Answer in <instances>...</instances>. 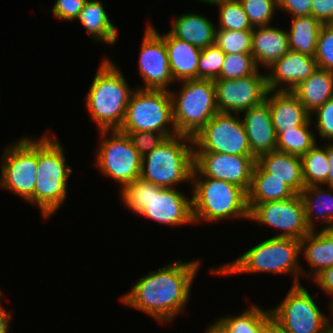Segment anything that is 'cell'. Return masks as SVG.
<instances>
[{
	"label": "cell",
	"mask_w": 333,
	"mask_h": 333,
	"mask_svg": "<svg viewBox=\"0 0 333 333\" xmlns=\"http://www.w3.org/2000/svg\"><path fill=\"white\" fill-rule=\"evenodd\" d=\"M200 262L197 259L185 263L176 259L174 263H167L139 278L120 300L152 316L160 324L171 322L186 308Z\"/></svg>",
	"instance_id": "obj_1"
},
{
	"label": "cell",
	"mask_w": 333,
	"mask_h": 333,
	"mask_svg": "<svg viewBox=\"0 0 333 333\" xmlns=\"http://www.w3.org/2000/svg\"><path fill=\"white\" fill-rule=\"evenodd\" d=\"M134 90L112 60L102 59L85 101L98 131L120 130Z\"/></svg>",
	"instance_id": "obj_2"
},
{
	"label": "cell",
	"mask_w": 333,
	"mask_h": 333,
	"mask_svg": "<svg viewBox=\"0 0 333 333\" xmlns=\"http://www.w3.org/2000/svg\"><path fill=\"white\" fill-rule=\"evenodd\" d=\"M300 240L271 237L249 248L236 260L225 263L220 268H212V274L231 275L243 273L290 274L294 276L292 285L302 284L300 262Z\"/></svg>",
	"instance_id": "obj_3"
},
{
	"label": "cell",
	"mask_w": 333,
	"mask_h": 333,
	"mask_svg": "<svg viewBox=\"0 0 333 333\" xmlns=\"http://www.w3.org/2000/svg\"><path fill=\"white\" fill-rule=\"evenodd\" d=\"M56 136L38 138L37 179L33 205H37L43 219L47 220L66 201L67 183L73 169L65 161L64 148Z\"/></svg>",
	"instance_id": "obj_4"
},
{
	"label": "cell",
	"mask_w": 333,
	"mask_h": 333,
	"mask_svg": "<svg viewBox=\"0 0 333 333\" xmlns=\"http://www.w3.org/2000/svg\"><path fill=\"white\" fill-rule=\"evenodd\" d=\"M194 224L229 219L249 220L248 193L241 187L210 177H192Z\"/></svg>",
	"instance_id": "obj_5"
},
{
	"label": "cell",
	"mask_w": 333,
	"mask_h": 333,
	"mask_svg": "<svg viewBox=\"0 0 333 333\" xmlns=\"http://www.w3.org/2000/svg\"><path fill=\"white\" fill-rule=\"evenodd\" d=\"M193 169V137L178 134L142 157L140 177L162 188H178L192 181Z\"/></svg>",
	"instance_id": "obj_6"
},
{
	"label": "cell",
	"mask_w": 333,
	"mask_h": 333,
	"mask_svg": "<svg viewBox=\"0 0 333 333\" xmlns=\"http://www.w3.org/2000/svg\"><path fill=\"white\" fill-rule=\"evenodd\" d=\"M180 83V91L169 90L174 124L177 134L194 137L219 112L214 80L191 79Z\"/></svg>",
	"instance_id": "obj_7"
},
{
	"label": "cell",
	"mask_w": 333,
	"mask_h": 333,
	"mask_svg": "<svg viewBox=\"0 0 333 333\" xmlns=\"http://www.w3.org/2000/svg\"><path fill=\"white\" fill-rule=\"evenodd\" d=\"M120 131L157 132L167 137L178 135L170 91L136 88L130 96Z\"/></svg>",
	"instance_id": "obj_8"
},
{
	"label": "cell",
	"mask_w": 333,
	"mask_h": 333,
	"mask_svg": "<svg viewBox=\"0 0 333 333\" xmlns=\"http://www.w3.org/2000/svg\"><path fill=\"white\" fill-rule=\"evenodd\" d=\"M17 141L4 148L0 161V188L9 190L25 202L33 204L38 167V138L26 136Z\"/></svg>",
	"instance_id": "obj_9"
},
{
	"label": "cell",
	"mask_w": 333,
	"mask_h": 333,
	"mask_svg": "<svg viewBox=\"0 0 333 333\" xmlns=\"http://www.w3.org/2000/svg\"><path fill=\"white\" fill-rule=\"evenodd\" d=\"M95 166L103 176L126 186L141 175L142 157L129 136L120 130H100ZM111 135V136H110Z\"/></svg>",
	"instance_id": "obj_10"
},
{
	"label": "cell",
	"mask_w": 333,
	"mask_h": 333,
	"mask_svg": "<svg viewBox=\"0 0 333 333\" xmlns=\"http://www.w3.org/2000/svg\"><path fill=\"white\" fill-rule=\"evenodd\" d=\"M315 295L301 284L291 285L286 296L276 307L270 308L271 319L288 333H322L331 318L322 313Z\"/></svg>",
	"instance_id": "obj_11"
},
{
	"label": "cell",
	"mask_w": 333,
	"mask_h": 333,
	"mask_svg": "<svg viewBox=\"0 0 333 333\" xmlns=\"http://www.w3.org/2000/svg\"><path fill=\"white\" fill-rule=\"evenodd\" d=\"M240 115L218 112L194 137V152L253 155Z\"/></svg>",
	"instance_id": "obj_12"
},
{
	"label": "cell",
	"mask_w": 333,
	"mask_h": 333,
	"mask_svg": "<svg viewBox=\"0 0 333 333\" xmlns=\"http://www.w3.org/2000/svg\"><path fill=\"white\" fill-rule=\"evenodd\" d=\"M249 220L280 230L281 233L274 237L301 240L311 232L306 223L305 207L300 194L289 199L256 204L250 210Z\"/></svg>",
	"instance_id": "obj_13"
},
{
	"label": "cell",
	"mask_w": 333,
	"mask_h": 333,
	"mask_svg": "<svg viewBox=\"0 0 333 333\" xmlns=\"http://www.w3.org/2000/svg\"><path fill=\"white\" fill-rule=\"evenodd\" d=\"M255 164L254 155L194 152L192 177L220 179L235 184L248 193Z\"/></svg>",
	"instance_id": "obj_14"
},
{
	"label": "cell",
	"mask_w": 333,
	"mask_h": 333,
	"mask_svg": "<svg viewBox=\"0 0 333 333\" xmlns=\"http://www.w3.org/2000/svg\"><path fill=\"white\" fill-rule=\"evenodd\" d=\"M237 79H215L216 105L219 112L241 114L261 104L267 95L266 74L259 72Z\"/></svg>",
	"instance_id": "obj_15"
},
{
	"label": "cell",
	"mask_w": 333,
	"mask_h": 333,
	"mask_svg": "<svg viewBox=\"0 0 333 333\" xmlns=\"http://www.w3.org/2000/svg\"><path fill=\"white\" fill-rule=\"evenodd\" d=\"M142 38L138 71L145 85L137 88L169 91L174 79L170 72L164 33L159 34L154 25L148 23Z\"/></svg>",
	"instance_id": "obj_16"
},
{
	"label": "cell",
	"mask_w": 333,
	"mask_h": 333,
	"mask_svg": "<svg viewBox=\"0 0 333 333\" xmlns=\"http://www.w3.org/2000/svg\"><path fill=\"white\" fill-rule=\"evenodd\" d=\"M168 226L193 224L192 199L176 188H162L151 183V199L139 214Z\"/></svg>",
	"instance_id": "obj_17"
},
{
	"label": "cell",
	"mask_w": 333,
	"mask_h": 333,
	"mask_svg": "<svg viewBox=\"0 0 333 333\" xmlns=\"http://www.w3.org/2000/svg\"><path fill=\"white\" fill-rule=\"evenodd\" d=\"M318 68L314 57L288 51L276 60L266 73L267 87L270 91H292Z\"/></svg>",
	"instance_id": "obj_18"
},
{
	"label": "cell",
	"mask_w": 333,
	"mask_h": 333,
	"mask_svg": "<svg viewBox=\"0 0 333 333\" xmlns=\"http://www.w3.org/2000/svg\"><path fill=\"white\" fill-rule=\"evenodd\" d=\"M241 114L248 136L251 153L257 158L261 154L276 150L277 135L271 119L268 102L253 106Z\"/></svg>",
	"instance_id": "obj_19"
},
{
	"label": "cell",
	"mask_w": 333,
	"mask_h": 333,
	"mask_svg": "<svg viewBox=\"0 0 333 333\" xmlns=\"http://www.w3.org/2000/svg\"><path fill=\"white\" fill-rule=\"evenodd\" d=\"M268 102L275 133L304 125L311 117L299 99L291 91L268 90Z\"/></svg>",
	"instance_id": "obj_20"
},
{
	"label": "cell",
	"mask_w": 333,
	"mask_h": 333,
	"mask_svg": "<svg viewBox=\"0 0 333 333\" xmlns=\"http://www.w3.org/2000/svg\"><path fill=\"white\" fill-rule=\"evenodd\" d=\"M289 51L287 30L277 26L253 27L252 51L257 67L269 68L276 60Z\"/></svg>",
	"instance_id": "obj_21"
},
{
	"label": "cell",
	"mask_w": 333,
	"mask_h": 333,
	"mask_svg": "<svg viewBox=\"0 0 333 333\" xmlns=\"http://www.w3.org/2000/svg\"><path fill=\"white\" fill-rule=\"evenodd\" d=\"M300 254L304 256L311 268L308 272L302 266V277L313 279L322 270L332 267L333 229H321L318 232L311 230L300 240Z\"/></svg>",
	"instance_id": "obj_22"
},
{
	"label": "cell",
	"mask_w": 333,
	"mask_h": 333,
	"mask_svg": "<svg viewBox=\"0 0 333 333\" xmlns=\"http://www.w3.org/2000/svg\"><path fill=\"white\" fill-rule=\"evenodd\" d=\"M256 163L270 174V177L282 180L296 194H300L305 188L299 156L274 150L258 156Z\"/></svg>",
	"instance_id": "obj_23"
},
{
	"label": "cell",
	"mask_w": 333,
	"mask_h": 333,
	"mask_svg": "<svg viewBox=\"0 0 333 333\" xmlns=\"http://www.w3.org/2000/svg\"><path fill=\"white\" fill-rule=\"evenodd\" d=\"M168 32L179 40L203 49L215 44L216 24L203 14L185 13L172 21Z\"/></svg>",
	"instance_id": "obj_24"
},
{
	"label": "cell",
	"mask_w": 333,
	"mask_h": 333,
	"mask_svg": "<svg viewBox=\"0 0 333 333\" xmlns=\"http://www.w3.org/2000/svg\"><path fill=\"white\" fill-rule=\"evenodd\" d=\"M168 61L174 82L197 79L201 49L179 40L169 32L164 34Z\"/></svg>",
	"instance_id": "obj_25"
},
{
	"label": "cell",
	"mask_w": 333,
	"mask_h": 333,
	"mask_svg": "<svg viewBox=\"0 0 333 333\" xmlns=\"http://www.w3.org/2000/svg\"><path fill=\"white\" fill-rule=\"evenodd\" d=\"M311 115L333 98V72L317 68L291 91Z\"/></svg>",
	"instance_id": "obj_26"
},
{
	"label": "cell",
	"mask_w": 333,
	"mask_h": 333,
	"mask_svg": "<svg viewBox=\"0 0 333 333\" xmlns=\"http://www.w3.org/2000/svg\"><path fill=\"white\" fill-rule=\"evenodd\" d=\"M323 189V190H322ZM304 207L306 223L310 230L315 228V221L326 226L322 229H333V187L322 188V185L305 187L300 193Z\"/></svg>",
	"instance_id": "obj_27"
},
{
	"label": "cell",
	"mask_w": 333,
	"mask_h": 333,
	"mask_svg": "<svg viewBox=\"0 0 333 333\" xmlns=\"http://www.w3.org/2000/svg\"><path fill=\"white\" fill-rule=\"evenodd\" d=\"M77 21L86 28L94 41L115 45L118 37L117 27L110 21L101 0H88Z\"/></svg>",
	"instance_id": "obj_28"
},
{
	"label": "cell",
	"mask_w": 333,
	"mask_h": 333,
	"mask_svg": "<svg viewBox=\"0 0 333 333\" xmlns=\"http://www.w3.org/2000/svg\"><path fill=\"white\" fill-rule=\"evenodd\" d=\"M296 193L282 180L270 177L257 163L255 164L251 186L248 191V206L251 210L256 204L289 199Z\"/></svg>",
	"instance_id": "obj_29"
},
{
	"label": "cell",
	"mask_w": 333,
	"mask_h": 333,
	"mask_svg": "<svg viewBox=\"0 0 333 333\" xmlns=\"http://www.w3.org/2000/svg\"><path fill=\"white\" fill-rule=\"evenodd\" d=\"M322 25L312 15L292 17L290 29L287 31L289 50L314 57Z\"/></svg>",
	"instance_id": "obj_30"
},
{
	"label": "cell",
	"mask_w": 333,
	"mask_h": 333,
	"mask_svg": "<svg viewBox=\"0 0 333 333\" xmlns=\"http://www.w3.org/2000/svg\"><path fill=\"white\" fill-rule=\"evenodd\" d=\"M271 319L270 310L251 304L237 316L225 315L215 321L223 333H263L265 324Z\"/></svg>",
	"instance_id": "obj_31"
},
{
	"label": "cell",
	"mask_w": 333,
	"mask_h": 333,
	"mask_svg": "<svg viewBox=\"0 0 333 333\" xmlns=\"http://www.w3.org/2000/svg\"><path fill=\"white\" fill-rule=\"evenodd\" d=\"M301 158L302 174L305 187L327 185L329 162L327 144L321 148L317 143Z\"/></svg>",
	"instance_id": "obj_32"
},
{
	"label": "cell",
	"mask_w": 333,
	"mask_h": 333,
	"mask_svg": "<svg viewBox=\"0 0 333 333\" xmlns=\"http://www.w3.org/2000/svg\"><path fill=\"white\" fill-rule=\"evenodd\" d=\"M312 123L310 118L302 126L280 132L277 135L276 150L299 157L305 155L317 143L315 132L311 131Z\"/></svg>",
	"instance_id": "obj_33"
},
{
	"label": "cell",
	"mask_w": 333,
	"mask_h": 333,
	"mask_svg": "<svg viewBox=\"0 0 333 333\" xmlns=\"http://www.w3.org/2000/svg\"><path fill=\"white\" fill-rule=\"evenodd\" d=\"M219 7V25L216 30H253L240 0H215Z\"/></svg>",
	"instance_id": "obj_34"
},
{
	"label": "cell",
	"mask_w": 333,
	"mask_h": 333,
	"mask_svg": "<svg viewBox=\"0 0 333 333\" xmlns=\"http://www.w3.org/2000/svg\"><path fill=\"white\" fill-rule=\"evenodd\" d=\"M121 199L131 212L140 214L151 199V182L137 178L126 186L120 188Z\"/></svg>",
	"instance_id": "obj_35"
},
{
	"label": "cell",
	"mask_w": 333,
	"mask_h": 333,
	"mask_svg": "<svg viewBox=\"0 0 333 333\" xmlns=\"http://www.w3.org/2000/svg\"><path fill=\"white\" fill-rule=\"evenodd\" d=\"M253 30H216L215 44L225 54L251 53Z\"/></svg>",
	"instance_id": "obj_36"
},
{
	"label": "cell",
	"mask_w": 333,
	"mask_h": 333,
	"mask_svg": "<svg viewBox=\"0 0 333 333\" xmlns=\"http://www.w3.org/2000/svg\"><path fill=\"white\" fill-rule=\"evenodd\" d=\"M258 69L251 53L225 54L217 79L244 78L254 74Z\"/></svg>",
	"instance_id": "obj_37"
},
{
	"label": "cell",
	"mask_w": 333,
	"mask_h": 333,
	"mask_svg": "<svg viewBox=\"0 0 333 333\" xmlns=\"http://www.w3.org/2000/svg\"><path fill=\"white\" fill-rule=\"evenodd\" d=\"M225 53L214 44L201 49L197 68V79L215 80L219 77Z\"/></svg>",
	"instance_id": "obj_38"
},
{
	"label": "cell",
	"mask_w": 333,
	"mask_h": 333,
	"mask_svg": "<svg viewBox=\"0 0 333 333\" xmlns=\"http://www.w3.org/2000/svg\"><path fill=\"white\" fill-rule=\"evenodd\" d=\"M252 27L271 24L275 10H278L277 0H240Z\"/></svg>",
	"instance_id": "obj_39"
},
{
	"label": "cell",
	"mask_w": 333,
	"mask_h": 333,
	"mask_svg": "<svg viewBox=\"0 0 333 333\" xmlns=\"http://www.w3.org/2000/svg\"><path fill=\"white\" fill-rule=\"evenodd\" d=\"M314 59L318 68L333 72V24L322 25Z\"/></svg>",
	"instance_id": "obj_40"
},
{
	"label": "cell",
	"mask_w": 333,
	"mask_h": 333,
	"mask_svg": "<svg viewBox=\"0 0 333 333\" xmlns=\"http://www.w3.org/2000/svg\"><path fill=\"white\" fill-rule=\"evenodd\" d=\"M313 114L316 118L313 120ZM311 121L314 122L317 133L325 141L333 142V98L327 100L321 107L317 108L310 115Z\"/></svg>",
	"instance_id": "obj_41"
},
{
	"label": "cell",
	"mask_w": 333,
	"mask_h": 333,
	"mask_svg": "<svg viewBox=\"0 0 333 333\" xmlns=\"http://www.w3.org/2000/svg\"><path fill=\"white\" fill-rule=\"evenodd\" d=\"M129 136L134 148L137 150L141 157H144L157 146L163 143L168 137L165 134L157 132H123Z\"/></svg>",
	"instance_id": "obj_42"
},
{
	"label": "cell",
	"mask_w": 333,
	"mask_h": 333,
	"mask_svg": "<svg viewBox=\"0 0 333 333\" xmlns=\"http://www.w3.org/2000/svg\"><path fill=\"white\" fill-rule=\"evenodd\" d=\"M87 1L88 0H56L52 9H50V13L59 20H76Z\"/></svg>",
	"instance_id": "obj_43"
},
{
	"label": "cell",
	"mask_w": 333,
	"mask_h": 333,
	"mask_svg": "<svg viewBox=\"0 0 333 333\" xmlns=\"http://www.w3.org/2000/svg\"><path fill=\"white\" fill-rule=\"evenodd\" d=\"M277 2L278 9L291 14V17L311 15L312 0H277Z\"/></svg>",
	"instance_id": "obj_44"
},
{
	"label": "cell",
	"mask_w": 333,
	"mask_h": 333,
	"mask_svg": "<svg viewBox=\"0 0 333 333\" xmlns=\"http://www.w3.org/2000/svg\"><path fill=\"white\" fill-rule=\"evenodd\" d=\"M311 15L322 24H333V0H312Z\"/></svg>",
	"instance_id": "obj_45"
},
{
	"label": "cell",
	"mask_w": 333,
	"mask_h": 333,
	"mask_svg": "<svg viewBox=\"0 0 333 333\" xmlns=\"http://www.w3.org/2000/svg\"><path fill=\"white\" fill-rule=\"evenodd\" d=\"M312 280L323 290V293L331 296L329 301L331 303L333 301V266L322 270Z\"/></svg>",
	"instance_id": "obj_46"
},
{
	"label": "cell",
	"mask_w": 333,
	"mask_h": 333,
	"mask_svg": "<svg viewBox=\"0 0 333 333\" xmlns=\"http://www.w3.org/2000/svg\"><path fill=\"white\" fill-rule=\"evenodd\" d=\"M11 315H13L12 311H6L3 306H1L0 301V333H9Z\"/></svg>",
	"instance_id": "obj_47"
},
{
	"label": "cell",
	"mask_w": 333,
	"mask_h": 333,
	"mask_svg": "<svg viewBox=\"0 0 333 333\" xmlns=\"http://www.w3.org/2000/svg\"><path fill=\"white\" fill-rule=\"evenodd\" d=\"M327 155L329 162L328 186L333 187V142L327 144Z\"/></svg>",
	"instance_id": "obj_48"
},
{
	"label": "cell",
	"mask_w": 333,
	"mask_h": 333,
	"mask_svg": "<svg viewBox=\"0 0 333 333\" xmlns=\"http://www.w3.org/2000/svg\"><path fill=\"white\" fill-rule=\"evenodd\" d=\"M263 333H288L281 326H279L274 320L270 319L264 327Z\"/></svg>",
	"instance_id": "obj_49"
},
{
	"label": "cell",
	"mask_w": 333,
	"mask_h": 333,
	"mask_svg": "<svg viewBox=\"0 0 333 333\" xmlns=\"http://www.w3.org/2000/svg\"><path fill=\"white\" fill-rule=\"evenodd\" d=\"M205 333H223V331L215 324L209 326V328H206Z\"/></svg>",
	"instance_id": "obj_50"
},
{
	"label": "cell",
	"mask_w": 333,
	"mask_h": 333,
	"mask_svg": "<svg viewBox=\"0 0 333 333\" xmlns=\"http://www.w3.org/2000/svg\"><path fill=\"white\" fill-rule=\"evenodd\" d=\"M322 333H333V324H329Z\"/></svg>",
	"instance_id": "obj_51"
},
{
	"label": "cell",
	"mask_w": 333,
	"mask_h": 333,
	"mask_svg": "<svg viewBox=\"0 0 333 333\" xmlns=\"http://www.w3.org/2000/svg\"><path fill=\"white\" fill-rule=\"evenodd\" d=\"M328 308H329L330 311H331V314H330V315H332V317H333V301L329 304V307H328ZM331 324H333L332 321H331Z\"/></svg>",
	"instance_id": "obj_52"
},
{
	"label": "cell",
	"mask_w": 333,
	"mask_h": 333,
	"mask_svg": "<svg viewBox=\"0 0 333 333\" xmlns=\"http://www.w3.org/2000/svg\"><path fill=\"white\" fill-rule=\"evenodd\" d=\"M196 1H199L201 3L203 2V3L211 4L215 0H196Z\"/></svg>",
	"instance_id": "obj_53"
},
{
	"label": "cell",
	"mask_w": 333,
	"mask_h": 333,
	"mask_svg": "<svg viewBox=\"0 0 333 333\" xmlns=\"http://www.w3.org/2000/svg\"><path fill=\"white\" fill-rule=\"evenodd\" d=\"M1 295H2V292H1V290H0V301L2 300Z\"/></svg>",
	"instance_id": "obj_54"
}]
</instances>
